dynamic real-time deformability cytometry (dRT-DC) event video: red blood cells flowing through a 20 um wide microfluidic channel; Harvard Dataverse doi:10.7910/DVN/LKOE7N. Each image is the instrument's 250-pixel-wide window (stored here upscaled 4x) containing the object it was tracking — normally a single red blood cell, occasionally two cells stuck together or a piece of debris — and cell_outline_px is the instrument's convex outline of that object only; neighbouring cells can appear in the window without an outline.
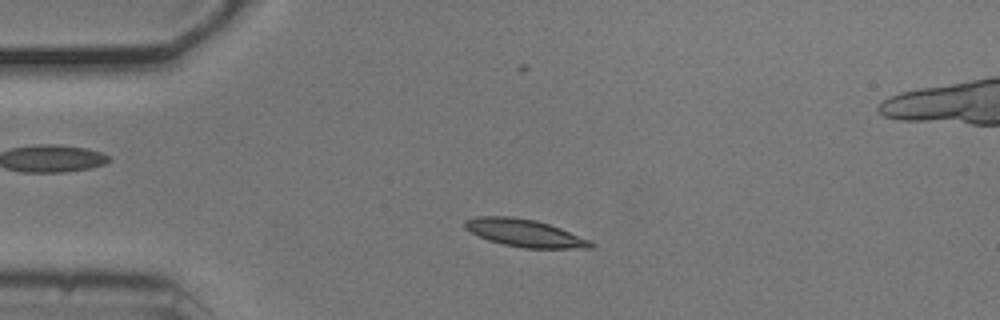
{"species": "common noctule bat (a hibernating species)", "species_latin": "Nyctalus noctula", "temperature_condition": "cold", "stored_images_in_passage": 53, "camera_frame_rate_fps": 3000, "um_per_image_px": 0.085, "animal": {"sex": "male", "body_mass_g": 20.5, "forearm_length_mm": 52.5}, "frame": {"image": 1, "passage_image": 10, "time_ms": 3.0, "image_size_px": [1000, 320], "cell_outline_px": [[596, 244], [592, 248], [524, 248], [504, 244], [488, 240], [464, 228], [464, 220], [476, 216], [512, 216], [536, 220], [560, 228], [592, 240]], "centroid_in_image_um": [44.62, 19.8], "position_along_channel_um": 40.4, "area_um2": 20.23}}
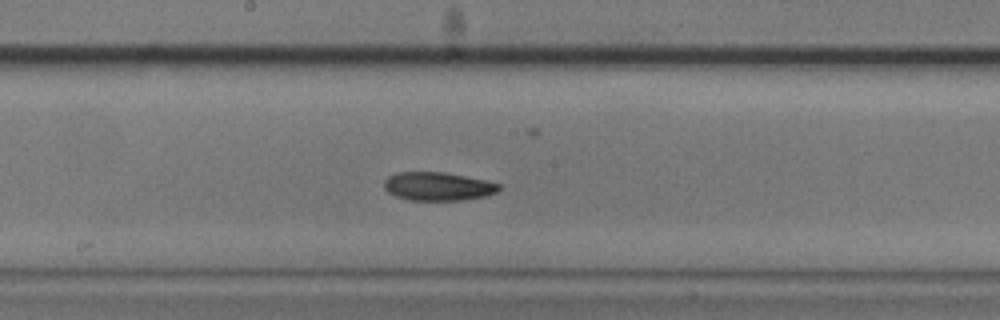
{"frame": {"image": 2, "passage_image": 26, "time_ms": 8.333, "image_size_px": [1000, 320], "cell_outline_px": [[500, 188], [496, 192], [484, 196], [464, 200], [408, 200], [396, 196], [388, 192], [384, 188], [384, 180], [388, 176], [396, 172], [444, 172], [484, 180], [500, 184]], "centroid_in_image_um": [37.18, 15.84], "position_along_channel_um": 211.0, "area_um2": 18.96}}
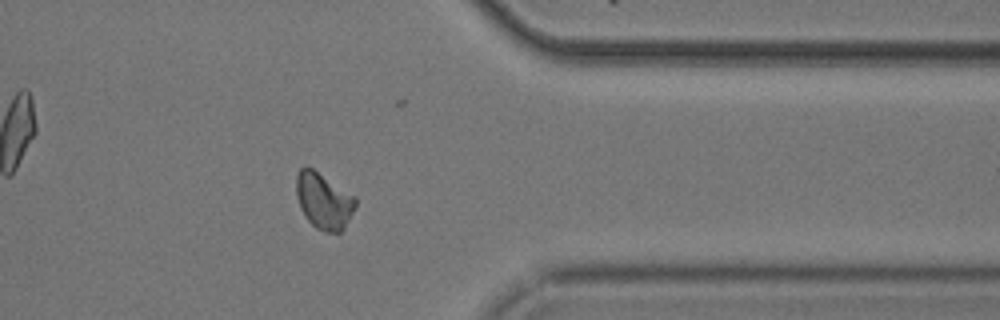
{"frame": {"image": 3, "passage_image": 41, "time_ms": 13.333, "image_size_px": [1000, 320], "cell_outline_px": [[356, 204], [344, 228], [340, 232], [324, 232], [316, 228], [304, 216], [300, 208], [296, 196], [296, 176], [300, 168], [304, 164], [312, 168], [356, 196]], "centroid_in_image_um": [27.49, 17.05], "position_along_channel_um": 383.9, "area_um2": 19.48}, "authors_computed_cell_mechanics": {"area_um2": 18.9584, "velocity_mm_per_s": 3.6937, "shape_relaxation_time_tau1_ms": 5.9514, "shape_relaxation_time_tau2_ms": null, "deformation_change_tau1": 0.1281, "deformation_change_tau2": null}}